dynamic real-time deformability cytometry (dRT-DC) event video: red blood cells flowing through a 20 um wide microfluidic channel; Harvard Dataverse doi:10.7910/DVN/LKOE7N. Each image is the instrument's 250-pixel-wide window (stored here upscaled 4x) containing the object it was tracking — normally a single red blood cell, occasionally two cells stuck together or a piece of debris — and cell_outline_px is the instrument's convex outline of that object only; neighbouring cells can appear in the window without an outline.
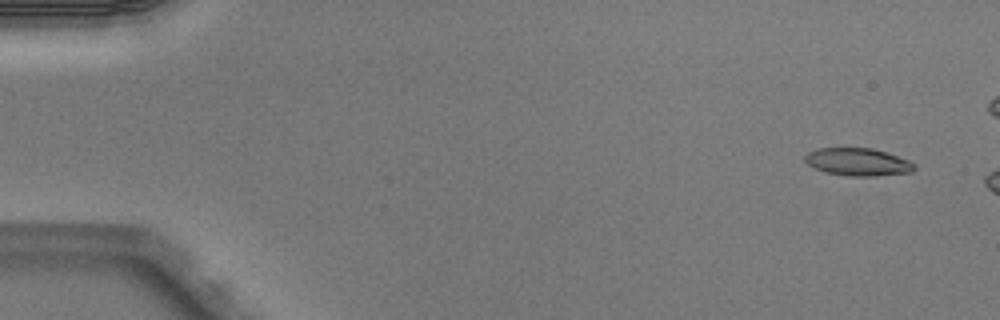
{"species": "Egyptian fruit bat (a non-hibernating species)", "species_latin": "Rousettus aegyptiacus", "temperature_condition": "warm", "stored_images_in_passage": 3, "camera_frame_rate_fps": 3000, "um_per_image_px": 0.085, "animal": {"sex": "male"}, "frame": {"image": 1, "passage_image": 1, "time_ms": 0.0, "image_size_px": [1000, 320], "cell_outline_px": [[916, 168], [912, 172], [876, 176], [848, 176], [824, 172], [808, 164], [804, 160], [804, 156], [808, 152], [816, 148], [872, 148], [908, 160], [916, 164]], "centroid_in_image_um": [72.91, 13.77], "position_along_channel_um": 12.1, "area_um2": 17.63}}